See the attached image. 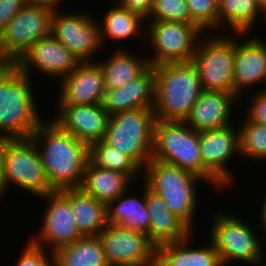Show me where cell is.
<instances>
[{
    "instance_id": "1",
    "label": "cell",
    "mask_w": 266,
    "mask_h": 266,
    "mask_svg": "<svg viewBox=\"0 0 266 266\" xmlns=\"http://www.w3.org/2000/svg\"><path fill=\"white\" fill-rule=\"evenodd\" d=\"M49 121H43L30 137L39 151L49 185L54 191L79 188L89 161V146Z\"/></svg>"
},
{
    "instance_id": "2",
    "label": "cell",
    "mask_w": 266,
    "mask_h": 266,
    "mask_svg": "<svg viewBox=\"0 0 266 266\" xmlns=\"http://www.w3.org/2000/svg\"><path fill=\"white\" fill-rule=\"evenodd\" d=\"M154 68L156 119L184 121L204 91L192 62L163 63Z\"/></svg>"
},
{
    "instance_id": "3",
    "label": "cell",
    "mask_w": 266,
    "mask_h": 266,
    "mask_svg": "<svg viewBox=\"0 0 266 266\" xmlns=\"http://www.w3.org/2000/svg\"><path fill=\"white\" fill-rule=\"evenodd\" d=\"M32 77L11 64L0 74V136L30 138L43 122L32 89Z\"/></svg>"
},
{
    "instance_id": "4",
    "label": "cell",
    "mask_w": 266,
    "mask_h": 266,
    "mask_svg": "<svg viewBox=\"0 0 266 266\" xmlns=\"http://www.w3.org/2000/svg\"><path fill=\"white\" fill-rule=\"evenodd\" d=\"M152 159L175 165L194 173L214 187L223 185L203 166L199 132L184 121L156 119ZM209 181V182H208Z\"/></svg>"
},
{
    "instance_id": "5",
    "label": "cell",
    "mask_w": 266,
    "mask_h": 266,
    "mask_svg": "<svg viewBox=\"0 0 266 266\" xmlns=\"http://www.w3.org/2000/svg\"><path fill=\"white\" fill-rule=\"evenodd\" d=\"M142 172L144 183L160 194L170 211L193 230L196 208L199 206L196 186L205 180L192 172L155 159H151Z\"/></svg>"
},
{
    "instance_id": "6",
    "label": "cell",
    "mask_w": 266,
    "mask_h": 266,
    "mask_svg": "<svg viewBox=\"0 0 266 266\" xmlns=\"http://www.w3.org/2000/svg\"><path fill=\"white\" fill-rule=\"evenodd\" d=\"M153 108H138L116 113L109 118L104 141L126 154L142 171L152 159Z\"/></svg>"
},
{
    "instance_id": "7",
    "label": "cell",
    "mask_w": 266,
    "mask_h": 266,
    "mask_svg": "<svg viewBox=\"0 0 266 266\" xmlns=\"http://www.w3.org/2000/svg\"><path fill=\"white\" fill-rule=\"evenodd\" d=\"M11 185L39 198L54 191L49 185L39 151L31 138H4L2 196Z\"/></svg>"
},
{
    "instance_id": "8",
    "label": "cell",
    "mask_w": 266,
    "mask_h": 266,
    "mask_svg": "<svg viewBox=\"0 0 266 266\" xmlns=\"http://www.w3.org/2000/svg\"><path fill=\"white\" fill-rule=\"evenodd\" d=\"M219 212L215 215L210 214L213 223L210 238L207 239L218 252L222 265L228 266L227 264L230 265L233 261H241L251 266H265L264 245H261L255 229L253 230L248 222H243L241 217H236V214L234 217L230 212Z\"/></svg>"
},
{
    "instance_id": "9",
    "label": "cell",
    "mask_w": 266,
    "mask_h": 266,
    "mask_svg": "<svg viewBox=\"0 0 266 266\" xmlns=\"http://www.w3.org/2000/svg\"><path fill=\"white\" fill-rule=\"evenodd\" d=\"M218 36L199 40L192 63L198 70L204 91L234 93L235 37L219 33Z\"/></svg>"
},
{
    "instance_id": "10",
    "label": "cell",
    "mask_w": 266,
    "mask_h": 266,
    "mask_svg": "<svg viewBox=\"0 0 266 266\" xmlns=\"http://www.w3.org/2000/svg\"><path fill=\"white\" fill-rule=\"evenodd\" d=\"M146 38L152 45L154 55L150 65L192 62L203 30L197 24L173 21H147ZM150 38V39H149Z\"/></svg>"
},
{
    "instance_id": "11",
    "label": "cell",
    "mask_w": 266,
    "mask_h": 266,
    "mask_svg": "<svg viewBox=\"0 0 266 266\" xmlns=\"http://www.w3.org/2000/svg\"><path fill=\"white\" fill-rule=\"evenodd\" d=\"M53 10L26 4L0 32V51L15 64L36 42L51 33Z\"/></svg>"
},
{
    "instance_id": "12",
    "label": "cell",
    "mask_w": 266,
    "mask_h": 266,
    "mask_svg": "<svg viewBox=\"0 0 266 266\" xmlns=\"http://www.w3.org/2000/svg\"><path fill=\"white\" fill-rule=\"evenodd\" d=\"M59 12V13H58ZM97 18L86 11H53L51 35L66 46L80 62L95 61L98 51L102 50Z\"/></svg>"
},
{
    "instance_id": "13",
    "label": "cell",
    "mask_w": 266,
    "mask_h": 266,
    "mask_svg": "<svg viewBox=\"0 0 266 266\" xmlns=\"http://www.w3.org/2000/svg\"><path fill=\"white\" fill-rule=\"evenodd\" d=\"M109 266H156L148 234L108 224L98 235Z\"/></svg>"
},
{
    "instance_id": "14",
    "label": "cell",
    "mask_w": 266,
    "mask_h": 266,
    "mask_svg": "<svg viewBox=\"0 0 266 266\" xmlns=\"http://www.w3.org/2000/svg\"><path fill=\"white\" fill-rule=\"evenodd\" d=\"M41 198L49 201H46L48 206L45 207L39 232L29 240L43 248L50 246L51 252L60 246L79 240L83 235L77 229L73 219L69 197L60 190L48 193Z\"/></svg>"
},
{
    "instance_id": "15",
    "label": "cell",
    "mask_w": 266,
    "mask_h": 266,
    "mask_svg": "<svg viewBox=\"0 0 266 266\" xmlns=\"http://www.w3.org/2000/svg\"><path fill=\"white\" fill-rule=\"evenodd\" d=\"M234 124L199 132L203 166L224 186H231V170L227 167L235 155L240 154V132ZM238 153V154H237Z\"/></svg>"
},
{
    "instance_id": "16",
    "label": "cell",
    "mask_w": 266,
    "mask_h": 266,
    "mask_svg": "<svg viewBox=\"0 0 266 266\" xmlns=\"http://www.w3.org/2000/svg\"><path fill=\"white\" fill-rule=\"evenodd\" d=\"M79 63L78 58L50 34L33 44L14 65L29 77H32V71L37 69L40 73L49 77H58L61 81Z\"/></svg>"
},
{
    "instance_id": "17",
    "label": "cell",
    "mask_w": 266,
    "mask_h": 266,
    "mask_svg": "<svg viewBox=\"0 0 266 266\" xmlns=\"http://www.w3.org/2000/svg\"><path fill=\"white\" fill-rule=\"evenodd\" d=\"M58 113L51 117L63 131L88 146L104 140L110 115L102 104L58 105Z\"/></svg>"
},
{
    "instance_id": "18",
    "label": "cell",
    "mask_w": 266,
    "mask_h": 266,
    "mask_svg": "<svg viewBox=\"0 0 266 266\" xmlns=\"http://www.w3.org/2000/svg\"><path fill=\"white\" fill-rule=\"evenodd\" d=\"M57 105L102 104L105 83L97 61L80 62L61 82Z\"/></svg>"
},
{
    "instance_id": "19",
    "label": "cell",
    "mask_w": 266,
    "mask_h": 266,
    "mask_svg": "<svg viewBox=\"0 0 266 266\" xmlns=\"http://www.w3.org/2000/svg\"><path fill=\"white\" fill-rule=\"evenodd\" d=\"M239 36L248 33H236L234 58V94L242 96V92L263 83L266 84V41L261 37H246L240 41ZM238 38V39H237ZM244 90V91H243Z\"/></svg>"
},
{
    "instance_id": "20",
    "label": "cell",
    "mask_w": 266,
    "mask_h": 266,
    "mask_svg": "<svg viewBox=\"0 0 266 266\" xmlns=\"http://www.w3.org/2000/svg\"><path fill=\"white\" fill-rule=\"evenodd\" d=\"M238 99L234 93L203 91L184 122L198 132L232 125L234 102L238 103Z\"/></svg>"
},
{
    "instance_id": "21",
    "label": "cell",
    "mask_w": 266,
    "mask_h": 266,
    "mask_svg": "<svg viewBox=\"0 0 266 266\" xmlns=\"http://www.w3.org/2000/svg\"><path fill=\"white\" fill-rule=\"evenodd\" d=\"M154 103V68L150 65L139 77L123 87L105 90L102 106L112 116L127 110L153 108Z\"/></svg>"
},
{
    "instance_id": "22",
    "label": "cell",
    "mask_w": 266,
    "mask_h": 266,
    "mask_svg": "<svg viewBox=\"0 0 266 266\" xmlns=\"http://www.w3.org/2000/svg\"><path fill=\"white\" fill-rule=\"evenodd\" d=\"M146 205L150 216L149 239L156 246L178 242L192 234V229L172 213L160 194L146 185Z\"/></svg>"
},
{
    "instance_id": "23",
    "label": "cell",
    "mask_w": 266,
    "mask_h": 266,
    "mask_svg": "<svg viewBox=\"0 0 266 266\" xmlns=\"http://www.w3.org/2000/svg\"><path fill=\"white\" fill-rule=\"evenodd\" d=\"M192 235L156 247V266H223L211 241L204 247H193Z\"/></svg>"
},
{
    "instance_id": "24",
    "label": "cell",
    "mask_w": 266,
    "mask_h": 266,
    "mask_svg": "<svg viewBox=\"0 0 266 266\" xmlns=\"http://www.w3.org/2000/svg\"><path fill=\"white\" fill-rule=\"evenodd\" d=\"M70 199L73 219L83 236L99 235L108 225L107 205L79 188L62 190Z\"/></svg>"
},
{
    "instance_id": "25",
    "label": "cell",
    "mask_w": 266,
    "mask_h": 266,
    "mask_svg": "<svg viewBox=\"0 0 266 266\" xmlns=\"http://www.w3.org/2000/svg\"><path fill=\"white\" fill-rule=\"evenodd\" d=\"M126 48H117L111 57L104 62L99 61L104 76L105 90L123 87L131 80L139 77L149 66L147 57H138ZM136 55V56H135Z\"/></svg>"
},
{
    "instance_id": "26",
    "label": "cell",
    "mask_w": 266,
    "mask_h": 266,
    "mask_svg": "<svg viewBox=\"0 0 266 266\" xmlns=\"http://www.w3.org/2000/svg\"><path fill=\"white\" fill-rule=\"evenodd\" d=\"M132 180L123 173L99 168L88 161L80 188L98 201L108 205L127 192Z\"/></svg>"
},
{
    "instance_id": "27",
    "label": "cell",
    "mask_w": 266,
    "mask_h": 266,
    "mask_svg": "<svg viewBox=\"0 0 266 266\" xmlns=\"http://www.w3.org/2000/svg\"><path fill=\"white\" fill-rule=\"evenodd\" d=\"M143 183V199L136 196H118L107 205L108 224L148 234L150 216L146 205V184Z\"/></svg>"
},
{
    "instance_id": "28",
    "label": "cell",
    "mask_w": 266,
    "mask_h": 266,
    "mask_svg": "<svg viewBox=\"0 0 266 266\" xmlns=\"http://www.w3.org/2000/svg\"><path fill=\"white\" fill-rule=\"evenodd\" d=\"M54 266H109L98 235L82 236L53 252Z\"/></svg>"
},
{
    "instance_id": "29",
    "label": "cell",
    "mask_w": 266,
    "mask_h": 266,
    "mask_svg": "<svg viewBox=\"0 0 266 266\" xmlns=\"http://www.w3.org/2000/svg\"><path fill=\"white\" fill-rule=\"evenodd\" d=\"M108 9L103 15V19L98 20L100 41L103 48L108 39L122 41L131 38L132 40V37L137 36L142 30L143 23H146V18L143 15L122 7L118 3Z\"/></svg>"
},
{
    "instance_id": "30",
    "label": "cell",
    "mask_w": 266,
    "mask_h": 266,
    "mask_svg": "<svg viewBox=\"0 0 266 266\" xmlns=\"http://www.w3.org/2000/svg\"><path fill=\"white\" fill-rule=\"evenodd\" d=\"M261 14L266 17L265 9L257 0H218V30L227 22L225 25L235 34L249 33L262 20Z\"/></svg>"
},
{
    "instance_id": "31",
    "label": "cell",
    "mask_w": 266,
    "mask_h": 266,
    "mask_svg": "<svg viewBox=\"0 0 266 266\" xmlns=\"http://www.w3.org/2000/svg\"><path fill=\"white\" fill-rule=\"evenodd\" d=\"M89 161L99 168L126 174L132 181L142 172L126 154L118 152L104 140L89 145Z\"/></svg>"
},
{
    "instance_id": "32",
    "label": "cell",
    "mask_w": 266,
    "mask_h": 266,
    "mask_svg": "<svg viewBox=\"0 0 266 266\" xmlns=\"http://www.w3.org/2000/svg\"><path fill=\"white\" fill-rule=\"evenodd\" d=\"M239 126L240 154L260 163L266 160V126L243 118Z\"/></svg>"
},
{
    "instance_id": "33",
    "label": "cell",
    "mask_w": 266,
    "mask_h": 266,
    "mask_svg": "<svg viewBox=\"0 0 266 266\" xmlns=\"http://www.w3.org/2000/svg\"><path fill=\"white\" fill-rule=\"evenodd\" d=\"M147 21H173L196 24L185 0H153ZM149 19V20H148Z\"/></svg>"
},
{
    "instance_id": "34",
    "label": "cell",
    "mask_w": 266,
    "mask_h": 266,
    "mask_svg": "<svg viewBox=\"0 0 266 266\" xmlns=\"http://www.w3.org/2000/svg\"><path fill=\"white\" fill-rule=\"evenodd\" d=\"M185 1L188 5L192 20L204 30L205 34V30L212 31L218 29V0Z\"/></svg>"
},
{
    "instance_id": "35",
    "label": "cell",
    "mask_w": 266,
    "mask_h": 266,
    "mask_svg": "<svg viewBox=\"0 0 266 266\" xmlns=\"http://www.w3.org/2000/svg\"><path fill=\"white\" fill-rule=\"evenodd\" d=\"M27 241L15 266H54L53 252L49 255L45 248L35 245L30 240Z\"/></svg>"
},
{
    "instance_id": "36",
    "label": "cell",
    "mask_w": 266,
    "mask_h": 266,
    "mask_svg": "<svg viewBox=\"0 0 266 266\" xmlns=\"http://www.w3.org/2000/svg\"><path fill=\"white\" fill-rule=\"evenodd\" d=\"M247 109L245 116L248 121L266 126V90L262 88V91L255 92V95L253 93Z\"/></svg>"
},
{
    "instance_id": "37",
    "label": "cell",
    "mask_w": 266,
    "mask_h": 266,
    "mask_svg": "<svg viewBox=\"0 0 266 266\" xmlns=\"http://www.w3.org/2000/svg\"><path fill=\"white\" fill-rule=\"evenodd\" d=\"M26 4V0H0V32Z\"/></svg>"
},
{
    "instance_id": "38",
    "label": "cell",
    "mask_w": 266,
    "mask_h": 266,
    "mask_svg": "<svg viewBox=\"0 0 266 266\" xmlns=\"http://www.w3.org/2000/svg\"><path fill=\"white\" fill-rule=\"evenodd\" d=\"M116 2L122 7L136 11L146 17L152 7L153 0H116Z\"/></svg>"
},
{
    "instance_id": "39",
    "label": "cell",
    "mask_w": 266,
    "mask_h": 266,
    "mask_svg": "<svg viewBox=\"0 0 266 266\" xmlns=\"http://www.w3.org/2000/svg\"><path fill=\"white\" fill-rule=\"evenodd\" d=\"M62 1L63 0H26V3L30 5L46 7L56 11L58 10L57 8H62L58 6L60 3H62Z\"/></svg>"
},
{
    "instance_id": "40",
    "label": "cell",
    "mask_w": 266,
    "mask_h": 266,
    "mask_svg": "<svg viewBox=\"0 0 266 266\" xmlns=\"http://www.w3.org/2000/svg\"><path fill=\"white\" fill-rule=\"evenodd\" d=\"M263 204L261 205V210H260V217H258V218H260L259 219V223H260V226H262L261 227V229H263V227H264V230L266 229V194H265V197L263 198ZM266 231V230H265Z\"/></svg>"
},
{
    "instance_id": "41",
    "label": "cell",
    "mask_w": 266,
    "mask_h": 266,
    "mask_svg": "<svg viewBox=\"0 0 266 266\" xmlns=\"http://www.w3.org/2000/svg\"><path fill=\"white\" fill-rule=\"evenodd\" d=\"M4 138L0 136V198L2 197V148Z\"/></svg>"
},
{
    "instance_id": "42",
    "label": "cell",
    "mask_w": 266,
    "mask_h": 266,
    "mask_svg": "<svg viewBox=\"0 0 266 266\" xmlns=\"http://www.w3.org/2000/svg\"><path fill=\"white\" fill-rule=\"evenodd\" d=\"M10 65H11V63L4 57V55L0 51V74L4 70H6Z\"/></svg>"
},
{
    "instance_id": "43",
    "label": "cell",
    "mask_w": 266,
    "mask_h": 266,
    "mask_svg": "<svg viewBox=\"0 0 266 266\" xmlns=\"http://www.w3.org/2000/svg\"><path fill=\"white\" fill-rule=\"evenodd\" d=\"M261 6L265 9L266 8V0H257Z\"/></svg>"
}]
</instances>
